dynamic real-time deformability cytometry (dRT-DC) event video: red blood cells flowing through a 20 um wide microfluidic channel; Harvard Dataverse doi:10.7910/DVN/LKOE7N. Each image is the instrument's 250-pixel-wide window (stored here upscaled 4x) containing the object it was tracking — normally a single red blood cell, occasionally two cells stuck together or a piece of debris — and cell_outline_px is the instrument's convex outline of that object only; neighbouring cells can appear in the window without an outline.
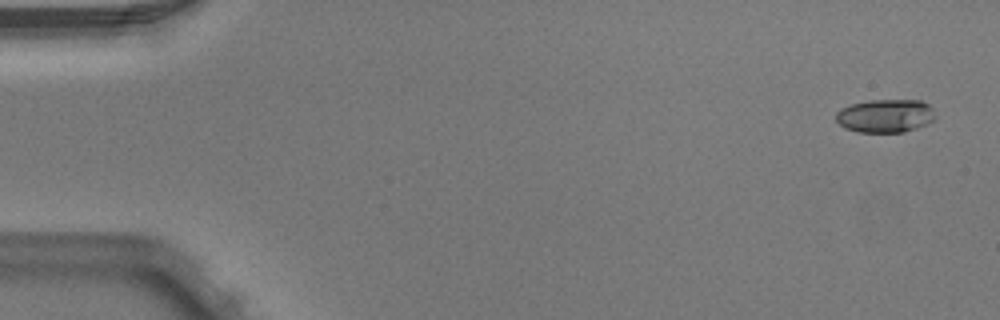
{"species": "Egyptian fruit bat (a non-hibernating species)", "species_latin": "Rousettus aegyptiacus", "temperature_condition": "warm", "stored_images_in_passage": 5, "camera_frame_rate_fps": 3000, "um_per_image_px": 0.085, "animal": {"sex": "male"}, "frame": {"image": 1, "passage_image": 1, "time_ms": 0.0, "image_size_px": [1000, 320], "cell_outline_px": [[936, 116], [928, 124], [904, 132], [856, 132], [844, 128], [836, 120], [836, 112], [840, 108], [852, 104], [868, 100], [920, 100], [928, 104], [932, 108]], "centroid_in_image_um": [75.24, 9.85], "position_along_channel_um": 9.8, "area_um2": 19.42}}